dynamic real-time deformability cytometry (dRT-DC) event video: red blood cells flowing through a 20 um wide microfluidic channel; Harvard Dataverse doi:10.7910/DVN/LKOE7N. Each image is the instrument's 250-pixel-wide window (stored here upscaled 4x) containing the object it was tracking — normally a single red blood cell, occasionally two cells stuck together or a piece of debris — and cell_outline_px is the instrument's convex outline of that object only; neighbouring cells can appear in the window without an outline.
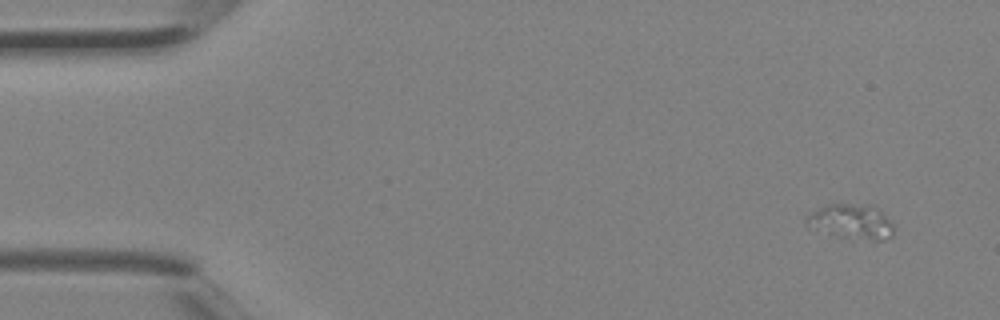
{"species": "Egyptian fruit bat (a non-hibernating species)", "species_latin": "Rousettus aegyptiacus", "temperature_condition": "room temperature", "stored_images_in_passage": 5, "camera_frame_rate_fps": 3000, "um_per_image_px": 0.085, "animal": {"sex": "female"}, "frame": {"image": 1, "passage_image": 1, "time_ms": 0.0, "image_size_px": [1000, 320], "cell_outline_px": [[892, 236], [884, 240], [872, 240], [816, 228], [804, 224], [804, 220], [808, 212], [828, 204], [848, 204], [876, 208], [892, 224]], "centroid_in_image_um": [72.33, 18.8], "position_along_channel_um": 12.7, "area_um2": 16.42}}
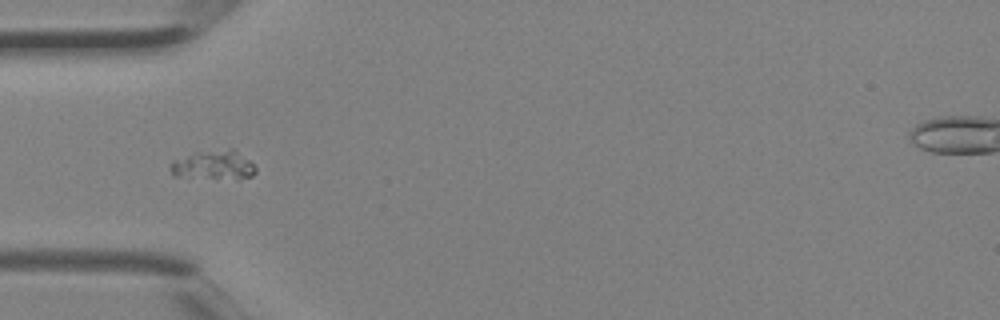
{"frame": {"image": 2, "passage_image": 4, "time_ms": 1.0, "image_size_px": [1000, 320], "cell_outline_px": [[256, 172], [252, 176], [236, 180], [172, 176], [168, 168], [172, 160], [196, 152], [228, 148], [232, 148], [248, 160], [256, 168]], "centroid_in_image_um": [18.12, 14.06], "position_along_channel_um": 66.9, "area_um2": 14.85}}
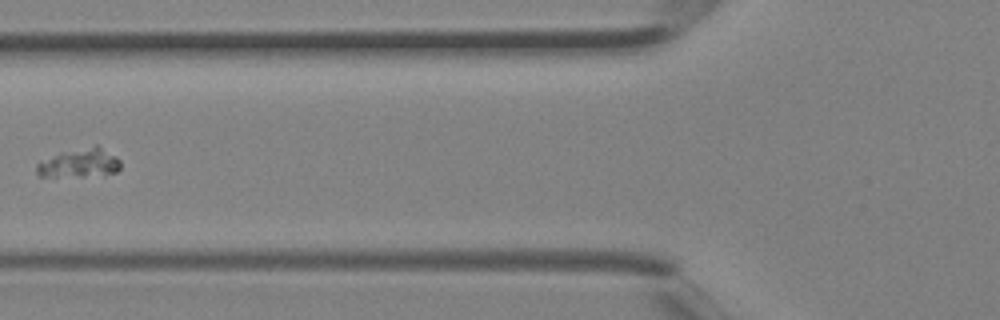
{"frame": {"image": 3, "passage_image": 5, "time_ms": 1.333, "image_size_px": [1000, 320], "cell_outline_px": [[120, 168], [116, 172], [84, 176], [40, 176], [36, 172], [36, 164], [40, 160], [60, 152], [96, 144], [116, 156], [120, 160]], "centroid_in_image_um": [6.73, 13.83], "position_along_channel_um": 119.1, "area_um2": 14.16}}